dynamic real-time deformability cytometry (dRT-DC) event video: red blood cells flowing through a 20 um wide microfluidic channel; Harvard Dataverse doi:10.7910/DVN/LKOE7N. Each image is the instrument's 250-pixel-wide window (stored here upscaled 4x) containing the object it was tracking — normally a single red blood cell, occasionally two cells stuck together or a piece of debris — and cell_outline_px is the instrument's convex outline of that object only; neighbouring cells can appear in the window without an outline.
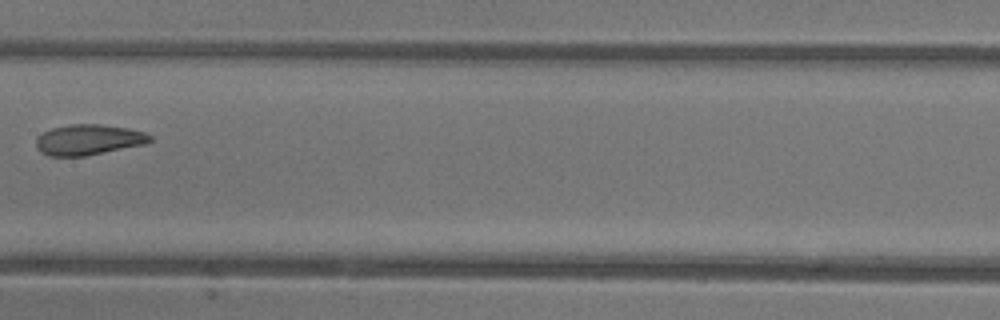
{"species": "common noctule bat (a hibernating species)", "species_latin": "Nyctalus noctula", "temperature_condition": "warm", "stored_images_in_passage": 7, "camera_frame_rate_fps": 3000, "um_per_image_px": 0.085, "animal": {"sex": "female"}, "frame": {"image": 1, "passage_image": 7, "time_ms": 2.0, "image_size_px": [1000, 320], "cell_outline_px": [[152, 140], [144, 144], [84, 156], [48, 156], [40, 152], [36, 148], [36, 140], [44, 132], [52, 128], [72, 124], [100, 124], [128, 128], [144, 132], [152, 136]], "centroid_in_image_um": [7.51, 11.88], "position_along_channel_um": 199.9, "area_um2": 20.11}}